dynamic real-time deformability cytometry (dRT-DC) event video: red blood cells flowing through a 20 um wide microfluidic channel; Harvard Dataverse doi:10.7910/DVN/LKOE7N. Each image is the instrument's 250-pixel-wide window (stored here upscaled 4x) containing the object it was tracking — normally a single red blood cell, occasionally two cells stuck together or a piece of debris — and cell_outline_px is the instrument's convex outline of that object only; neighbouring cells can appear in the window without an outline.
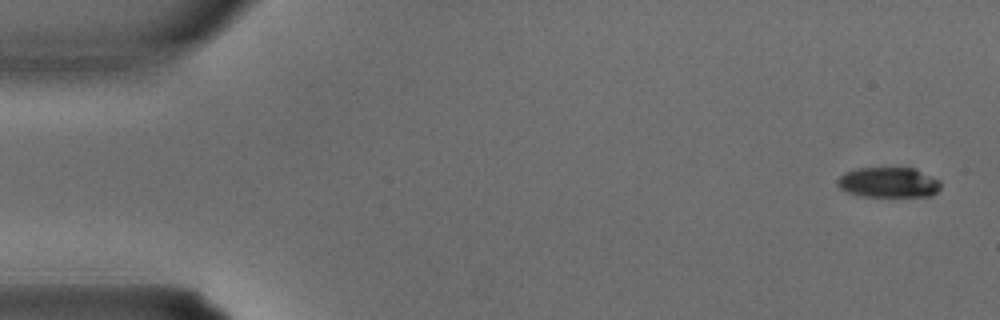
{"species": "common noctule bat (a hibernating species)", "species_latin": "Nyctalus noctula", "temperature_condition": "warm", "stored_images_in_passage": 3, "camera_frame_rate_fps": 3000, "um_per_image_px": 0.085, "animal": {"sex": "male", "body_mass_g": 15.6}, "frame": {"image": 1, "passage_image": 1, "time_ms": 0.0, "image_size_px": [1000, 320], "cell_outline_px": [[940, 188], [932, 196], [860, 196], [848, 192], [840, 188], [836, 184], [836, 180], [844, 172], [856, 168], [916, 168], [940, 180]], "centroid_in_image_um": [75.52, 15.5], "position_along_channel_um": 9.5, "area_um2": 18.32}}
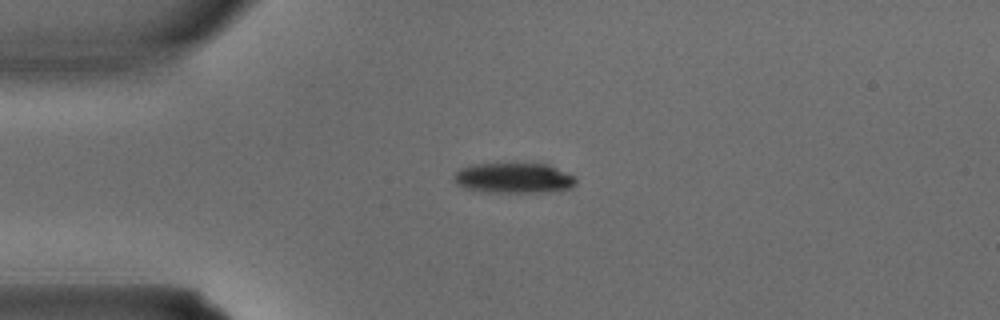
{"frame": {"image": 2, "passage_image": 3, "time_ms": 0.667, "image_size_px": [1000, 320], "cell_outline_px": [[576, 184], [572, 188], [544, 192], [488, 192], [468, 188], [456, 184], [452, 180], [452, 176], [460, 168], [472, 164], [548, 164], [576, 176]], "centroid_in_image_um": [43.68, 15.13], "position_along_channel_um": 41.3, "area_um2": 21.56}}